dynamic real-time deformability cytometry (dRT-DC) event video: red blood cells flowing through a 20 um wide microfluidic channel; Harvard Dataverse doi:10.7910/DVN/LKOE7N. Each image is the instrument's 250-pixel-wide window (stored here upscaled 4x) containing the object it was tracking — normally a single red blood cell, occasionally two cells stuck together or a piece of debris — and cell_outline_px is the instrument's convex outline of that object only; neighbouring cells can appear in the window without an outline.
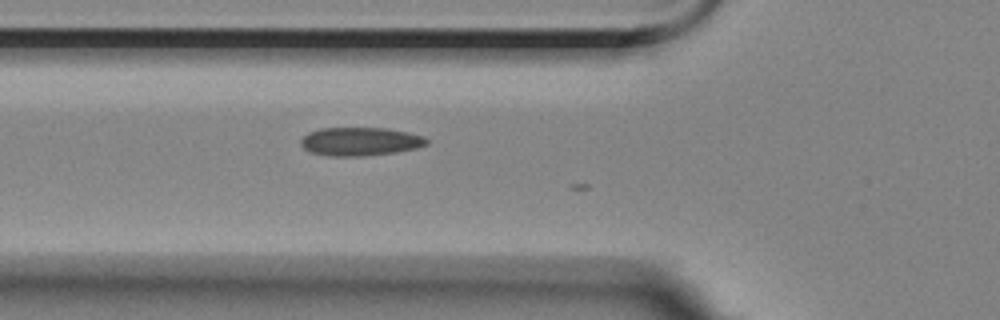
{"species": "Egyptian fruit bat (a non-hibernating species)", "species_latin": "Rousettus aegyptiacus", "temperature_condition": "room temperature", "stored_images_in_passage": 7, "camera_frame_rate_fps": 3000, "um_per_image_px": 0.085, "animal": {"sex": "female"}, "frame": {"image": 1, "passage_image": 5, "time_ms": 1.333, "image_size_px": [1000, 320], "cell_outline_px": [[428, 144], [416, 148], [396, 152], [364, 156], [328, 156], [312, 152], [304, 148], [300, 144], [300, 140], [308, 132], [320, 128], [388, 128], [408, 132], [424, 136], [428, 140]], "centroid_in_image_um": [30.62, 12.02], "position_along_channel_um": 95.2, "area_um2": 20.92}}